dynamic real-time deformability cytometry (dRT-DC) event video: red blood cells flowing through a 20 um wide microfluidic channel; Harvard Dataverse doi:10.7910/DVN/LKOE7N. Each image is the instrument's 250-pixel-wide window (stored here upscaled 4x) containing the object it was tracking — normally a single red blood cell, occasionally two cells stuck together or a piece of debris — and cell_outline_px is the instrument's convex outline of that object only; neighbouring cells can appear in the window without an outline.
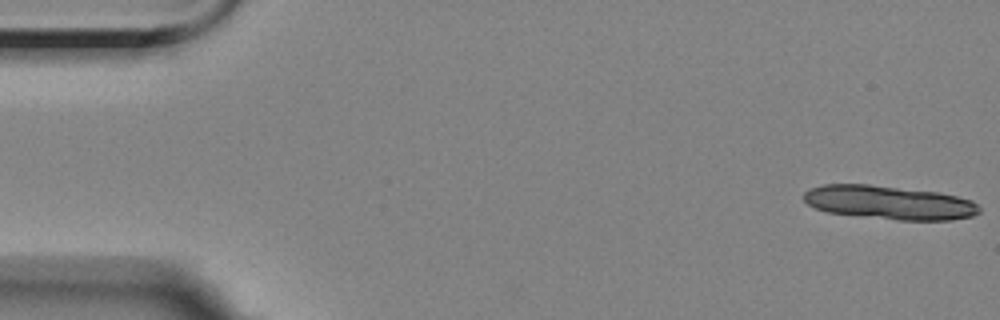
{"species": "Egyptian fruit bat (a non-hibernating species)", "species_latin": "Rousettus aegyptiacus", "temperature_condition": "room temperature", "stored_images_in_passage": 5, "camera_frame_rate_fps": 3000, "um_per_image_px": 0.085, "animal": {"sex": "female"}, "frame": {"image": 1, "passage_image": 1, "time_ms": 0.0, "image_size_px": [1000, 320], "cell_outline_px": [[980, 212], [972, 216], [952, 220], [896, 220], [828, 212], [816, 208], [808, 204], [804, 200], [804, 192], [812, 188], [824, 184], [868, 184], [936, 192], [956, 196], [972, 200], [980, 208]], "centroid_in_image_um": [75.59, 17.22], "position_along_channel_um": 9.4, "area_um2": 34.28}}
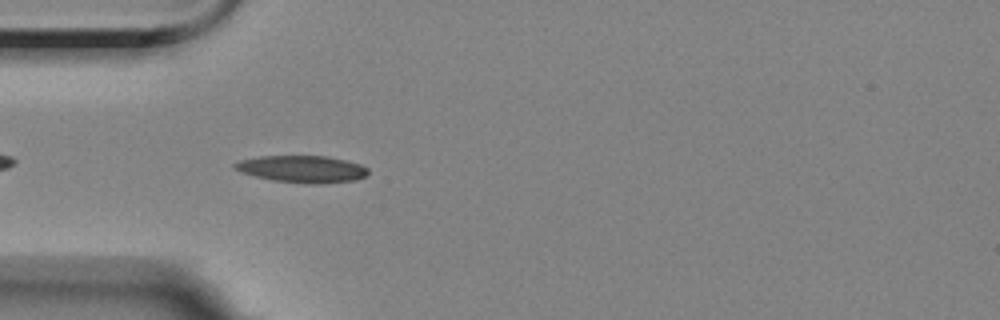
{"frame": {"image": 2, "passage_image": 5, "time_ms": 5.333, "image_size_px": [1000, 320], "cell_outline_px": [[368, 172], [364, 176], [356, 180], [320, 184], [308, 184], [272, 180], [240, 172], [232, 168], [232, 164], [240, 160], [260, 156], [328, 156], [360, 164], [368, 168]], "centroid_in_image_um": [25.66, 14.37], "position_along_channel_um": 59.3, "area_um2": 21.04}}